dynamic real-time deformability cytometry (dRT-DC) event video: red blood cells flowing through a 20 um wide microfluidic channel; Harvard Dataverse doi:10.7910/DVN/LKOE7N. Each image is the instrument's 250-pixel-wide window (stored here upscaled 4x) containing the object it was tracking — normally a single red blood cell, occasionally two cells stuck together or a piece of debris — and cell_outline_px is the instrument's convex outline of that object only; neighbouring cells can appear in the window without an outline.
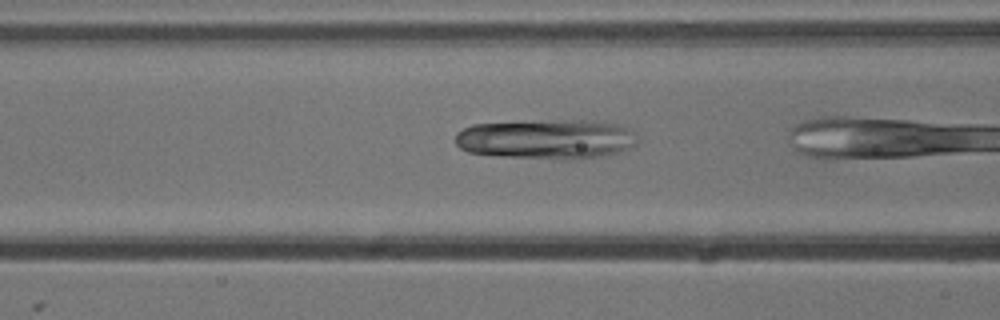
{"species": "common noctule bat (a hibernating species)", "species_latin": "Nyctalus noctula", "temperature_condition": "cold", "stored_images_in_passage": 7, "camera_frame_rate_fps": 3000, "um_per_image_px": 0.085, "animal": {"sex": "male", "body_mass_g": 13.3}, "frame": {"image": 1, "passage_image": 5, "time_ms": 1.333, "image_size_px": [1000, 320], "cell_outline_px": [[636, 144], [620, 152], [604, 156], [584, 160], [556, 160], [500, 156], [468, 152], [460, 148], [456, 144], [456, 136], [464, 128], [472, 124], [560, 120], [608, 120], [620, 124], [632, 132], [636, 136]], "centroid_in_image_um": [46.52, 11.84], "position_along_channel_um": 120.1, "area_um2": 42.89}}